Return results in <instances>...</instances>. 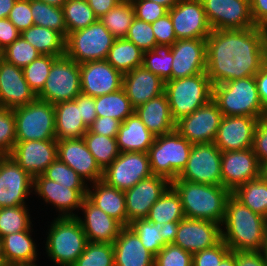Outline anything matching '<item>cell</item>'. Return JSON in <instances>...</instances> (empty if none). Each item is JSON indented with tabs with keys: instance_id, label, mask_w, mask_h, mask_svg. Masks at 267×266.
I'll return each mask as SVG.
<instances>
[{
	"instance_id": "6da1fadb",
	"label": "cell",
	"mask_w": 267,
	"mask_h": 266,
	"mask_svg": "<svg viewBox=\"0 0 267 266\" xmlns=\"http://www.w3.org/2000/svg\"><path fill=\"white\" fill-rule=\"evenodd\" d=\"M266 62L265 28L212 30L206 38V74L213 86L255 76Z\"/></svg>"
},
{
	"instance_id": "7a4b0ae2",
	"label": "cell",
	"mask_w": 267,
	"mask_h": 266,
	"mask_svg": "<svg viewBox=\"0 0 267 266\" xmlns=\"http://www.w3.org/2000/svg\"><path fill=\"white\" fill-rule=\"evenodd\" d=\"M222 240L231 251H261L267 219L238 201L232 194L226 202Z\"/></svg>"
},
{
	"instance_id": "3957f363",
	"label": "cell",
	"mask_w": 267,
	"mask_h": 266,
	"mask_svg": "<svg viewBox=\"0 0 267 266\" xmlns=\"http://www.w3.org/2000/svg\"><path fill=\"white\" fill-rule=\"evenodd\" d=\"M171 187L180 197L185 218L223 224L226 202L231 195L227 188L184 180L171 181Z\"/></svg>"
},
{
	"instance_id": "277c9868",
	"label": "cell",
	"mask_w": 267,
	"mask_h": 266,
	"mask_svg": "<svg viewBox=\"0 0 267 266\" xmlns=\"http://www.w3.org/2000/svg\"><path fill=\"white\" fill-rule=\"evenodd\" d=\"M212 100L223 116H250L260 119L267 114L258 95L255 76L214 85Z\"/></svg>"
},
{
	"instance_id": "5b68a950",
	"label": "cell",
	"mask_w": 267,
	"mask_h": 266,
	"mask_svg": "<svg viewBox=\"0 0 267 266\" xmlns=\"http://www.w3.org/2000/svg\"><path fill=\"white\" fill-rule=\"evenodd\" d=\"M86 234L77 217H57L50 225L46 251L59 266H72L84 252Z\"/></svg>"
},
{
	"instance_id": "8992f818",
	"label": "cell",
	"mask_w": 267,
	"mask_h": 266,
	"mask_svg": "<svg viewBox=\"0 0 267 266\" xmlns=\"http://www.w3.org/2000/svg\"><path fill=\"white\" fill-rule=\"evenodd\" d=\"M212 88L206 73L166 81L164 93L175 122L208 103L212 99Z\"/></svg>"
},
{
	"instance_id": "52a82bcc",
	"label": "cell",
	"mask_w": 267,
	"mask_h": 266,
	"mask_svg": "<svg viewBox=\"0 0 267 266\" xmlns=\"http://www.w3.org/2000/svg\"><path fill=\"white\" fill-rule=\"evenodd\" d=\"M192 145L176 130L155 136L147 152L152 174L165 177L170 182L177 179L187 164Z\"/></svg>"
},
{
	"instance_id": "ba28073f",
	"label": "cell",
	"mask_w": 267,
	"mask_h": 266,
	"mask_svg": "<svg viewBox=\"0 0 267 266\" xmlns=\"http://www.w3.org/2000/svg\"><path fill=\"white\" fill-rule=\"evenodd\" d=\"M116 38L98 19L88 27L70 32L65 39V55L82 64L104 60Z\"/></svg>"
},
{
	"instance_id": "9c48e42d",
	"label": "cell",
	"mask_w": 267,
	"mask_h": 266,
	"mask_svg": "<svg viewBox=\"0 0 267 266\" xmlns=\"http://www.w3.org/2000/svg\"><path fill=\"white\" fill-rule=\"evenodd\" d=\"M16 141L56 140L55 108L36 98L27 105L13 109Z\"/></svg>"
},
{
	"instance_id": "30bf717a",
	"label": "cell",
	"mask_w": 267,
	"mask_h": 266,
	"mask_svg": "<svg viewBox=\"0 0 267 266\" xmlns=\"http://www.w3.org/2000/svg\"><path fill=\"white\" fill-rule=\"evenodd\" d=\"M79 93L80 65L64 55L53 62L44 88L37 98L55 105L74 100Z\"/></svg>"
},
{
	"instance_id": "8fae6325",
	"label": "cell",
	"mask_w": 267,
	"mask_h": 266,
	"mask_svg": "<svg viewBox=\"0 0 267 266\" xmlns=\"http://www.w3.org/2000/svg\"><path fill=\"white\" fill-rule=\"evenodd\" d=\"M221 155L213 142L193 144L187 164L175 180L222 186Z\"/></svg>"
},
{
	"instance_id": "7c38bea8",
	"label": "cell",
	"mask_w": 267,
	"mask_h": 266,
	"mask_svg": "<svg viewBox=\"0 0 267 266\" xmlns=\"http://www.w3.org/2000/svg\"><path fill=\"white\" fill-rule=\"evenodd\" d=\"M152 175L147 152H120L103 171L102 181L125 192Z\"/></svg>"
},
{
	"instance_id": "4fadbf2b",
	"label": "cell",
	"mask_w": 267,
	"mask_h": 266,
	"mask_svg": "<svg viewBox=\"0 0 267 266\" xmlns=\"http://www.w3.org/2000/svg\"><path fill=\"white\" fill-rule=\"evenodd\" d=\"M212 30L249 29L256 27L250 0H201Z\"/></svg>"
},
{
	"instance_id": "5bb4252c",
	"label": "cell",
	"mask_w": 267,
	"mask_h": 266,
	"mask_svg": "<svg viewBox=\"0 0 267 266\" xmlns=\"http://www.w3.org/2000/svg\"><path fill=\"white\" fill-rule=\"evenodd\" d=\"M223 115L211 99L193 113L176 121L175 130L192 144L212 143Z\"/></svg>"
},
{
	"instance_id": "9a60e30c",
	"label": "cell",
	"mask_w": 267,
	"mask_h": 266,
	"mask_svg": "<svg viewBox=\"0 0 267 266\" xmlns=\"http://www.w3.org/2000/svg\"><path fill=\"white\" fill-rule=\"evenodd\" d=\"M264 173L253 148L224 151L221 155L222 186L231 193L247 181L256 179Z\"/></svg>"
},
{
	"instance_id": "2e32d148",
	"label": "cell",
	"mask_w": 267,
	"mask_h": 266,
	"mask_svg": "<svg viewBox=\"0 0 267 266\" xmlns=\"http://www.w3.org/2000/svg\"><path fill=\"white\" fill-rule=\"evenodd\" d=\"M33 188V177L9 155H0V208L26 206ZM31 190V191H30Z\"/></svg>"
},
{
	"instance_id": "e0dca14e",
	"label": "cell",
	"mask_w": 267,
	"mask_h": 266,
	"mask_svg": "<svg viewBox=\"0 0 267 266\" xmlns=\"http://www.w3.org/2000/svg\"><path fill=\"white\" fill-rule=\"evenodd\" d=\"M170 186L171 182L167 178L152 175L126 190L127 226L134 220L146 218L151 207Z\"/></svg>"
},
{
	"instance_id": "ac0fdd59",
	"label": "cell",
	"mask_w": 267,
	"mask_h": 266,
	"mask_svg": "<svg viewBox=\"0 0 267 266\" xmlns=\"http://www.w3.org/2000/svg\"><path fill=\"white\" fill-rule=\"evenodd\" d=\"M168 13L177 40L207 38L212 32L201 0H179Z\"/></svg>"
},
{
	"instance_id": "d6986e66",
	"label": "cell",
	"mask_w": 267,
	"mask_h": 266,
	"mask_svg": "<svg viewBox=\"0 0 267 266\" xmlns=\"http://www.w3.org/2000/svg\"><path fill=\"white\" fill-rule=\"evenodd\" d=\"M221 228L220 224L208 220L183 218L173 244L193 255L217 245L222 240Z\"/></svg>"
},
{
	"instance_id": "ffe728a7",
	"label": "cell",
	"mask_w": 267,
	"mask_h": 266,
	"mask_svg": "<svg viewBox=\"0 0 267 266\" xmlns=\"http://www.w3.org/2000/svg\"><path fill=\"white\" fill-rule=\"evenodd\" d=\"M79 65L81 93L96 98L122 88L123 74L106 59Z\"/></svg>"
},
{
	"instance_id": "44dd1931",
	"label": "cell",
	"mask_w": 267,
	"mask_h": 266,
	"mask_svg": "<svg viewBox=\"0 0 267 266\" xmlns=\"http://www.w3.org/2000/svg\"><path fill=\"white\" fill-rule=\"evenodd\" d=\"M9 156L34 178L57 159V140L16 141Z\"/></svg>"
},
{
	"instance_id": "7402d4cb",
	"label": "cell",
	"mask_w": 267,
	"mask_h": 266,
	"mask_svg": "<svg viewBox=\"0 0 267 266\" xmlns=\"http://www.w3.org/2000/svg\"><path fill=\"white\" fill-rule=\"evenodd\" d=\"M258 122L250 116H223L213 143L222 152L252 148Z\"/></svg>"
},
{
	"instance_id": "603a6c76",
	"label": "cell",
	"mask_w": 267,
	"mask_h": 266,
	"mask_svg": "<svg viewBox=\"0 0 267 266\" xmlns=\"http://www.w3.org/2000/svg\"><path fill=\"white\" fill-rule=\"evenodd\" d=\"M171 79L206 73V38L178 39L171 45Z\"/></svg>"
},
{
	"instance_id": "cb8c5ba5",
	"label": "cell",
	"mask_w": 267,
	"mask_h": 266,
	"mask_svg": "<svg viewBox=\"0 0 267 266\" xmlns=\"http://www.w3.org/2000/svg\"><path fill=\"white\" fill-rule=\"evenodd\" d=\"M32 189L46 203H52L59 213L61 211L59 217H76L73 210L81 208L88 191V189H70L69 186L61 185L43 174L33 178Z\"/></svg>"
},
{
	"instance_id": "d4e9b609",
	"label": "cell",
	"mask_w": 267,
	"mask_h": 266,
	"mask_svg": "<svg viewBox=\"0 0 267 266\" xmlns=\"http://www.w3.org/2000/svg\"><path fill=\"white\" fill-rule=\"evenodd\" d=\"M57 158L91 183L101 181L103 170L88 150L83 138L57 141Z\"/></svg>"
},
{
	"instance_id": "484cf974",
	"label": "cell",
	"mask_w": 267,
	"mask_h": 266,
	"mask_svg": "<svg viewBox=\"0 0 267 266\" xmlns=\"http://www.w3.org/2000/svg\"><path fill=\"white\" fill-rule=\"evenodd\" d=\"M36 98L24 78L23 70L2 58L0 60V105L14 109L27 105Z\"/></svg>"
},
{
	"instance_id": "4316f807",
	"label": "cell",
	"mask_w": 267,
	"mask_h": 266,
	"mask_svg": "<svg viewBox=\"0 0 267 266\" xmlns=\"http://www.w3.org/2000/svg\"><path fill=\"white\" fill-rule=\"evenodd\" d=\"M84 218L76 216L86 234L87 241L113 244L124 227L118 220L109 216L87 197L84 198L81 208Z\"/></svg>"
},
{
	"instance_id": "83f0119b",
	"label": "cell",
	"mask_w": 267,
	"mask_h": 266,
	"mask_svg": "<svg viewBox=\"0 0 267 266\" xmlns=\"http://www.w3.org/2000/svg\"><path fill=\"white\" fill-rule=\"evenodd\" d=\"M122 88L134 109L164 93L165 82L143 66L123 74Z\"/></svg>"
},
{
	"instance_id": "f1b7e54d",
	"label": "cell",
	"mask_w": 267,
	"mask_h": 266,
	"mask_svg": "<svg viewBox=\"0 0 267 266\" xmlns=\"http://www.w3.org/2000/svg\"><path fill=\"white\" fill-rule=\"evenodd\" d=\"M113 249L115 266H155V256L145 248L129 226L120 230Z\"/></svg>"
},
{
	"instance_id": "f546056e",
	"label": "cell",
	"mask_w": 267,
	"mask_h": 266,
	"mask_svg": "<svg viewBox=\"0 0 267 266\" xmlns=\"http://www.w3.org/2000/svg\"><path fill=\"white\" fill-rule=\"evenodd\" d=\"M134 112L155 136L167 134L175 130L176 122L172 117L165 93L138 106Z\"/></svg>"
},
{
	"instance_id": "4dcf8cb0",
	"label": "cell",
	"mask_w": 267,
	"mask_h": 266,
	"mask_svg": "<svg viewBox=\"0 0 267 266\" xmlns=\"http://www.w3.org/2000/svg\"><path fill=\"white\" fill-rule=\"evenodd\" d=\"M155 139L139 116L134 112L120 125L116 142L120 152H148Z\"/></svg>"
},
{
	"instance_id": "1f68e13d",
	"label": "cell",
	"mask_w": 267,
	"mask_h": 266,
	"mask_svg": "<svg viewBox=\"0 0 267 266\" xmlns=\"http://www.w3.org/2000/svg\"><path fill=\"white\" fill-rule=\"evenodd\" d=\"M54 108L56 140L83 138L89 128L81 117L80 106L70 100L57 103Z\"/></svg>"
},
{
	"instance_id": "d6a6232c",
	"label": "cell",
	"mask_w": 267,
	"mask_h": 266,
	"mask_svg": "<svg viewBox=\"0 0 267 266\" xmlns=\"http://www.w3.org/2000/svg\"><path fill=\"white\" fill-rule=\"evenodd\" d=\"M92 191L88 188L87 198L109 216L127 226L125 194L117 188L108 186L104 181L92 184Z\"/></svg>"
},
{
	"instance_id": "836d02e7",
	"label": "cell",
	"mask_w": 267,
	"mask_h": 266,
	"mask_svg": "<svg viewBox=\"0 0 267 266\" xmlns=\"http://www.w3.org/2000/svg\"><path fill=\"white\" fill-rule=\"evenodd\" d=\"M31 228L27 231L11 233L1 238L3 255L8 266L35 265L36 246L31 239Z\"/></svg>"
},
{
	"instance_id": "e575fe53",
	"label": "cell",
	"mask_w": 267,
	"mask_h": 266,
	"mask_svg": "<svg viewBox=\"0 0 267 266\" xmlns=\"http://www.w3.org/2000/svg\"><path fill=\"white\" fill-rule=\"evenodd\" d=\"M23 37L41 55L62 57L65 55V38L55 30L32 25L21 32Z\"/></svg>"
},
{
	"instance_id": "d590c367",
	"label": "cell",
	"mask_w": 267,
	"mask_h": 266,
	"mask_svg": "<svg viewBox=\"0 0 267 266\" xmlns=\"http://www.w3.org/2000/svg\"><path fill=\"white\" fill-rule=\"evenodd\" d=\"M238 201L267 219V175L247 181L231 193Z\"/></svg>"
},
{
	"instance_id": "8d00e7d4",
	"label": "cell",
	"mask_w": 267,
	"mask_h": 266,
	"mask_svg": "<svg viewBox=\"0 0 267 266\" xmlns=\"http://www.w3.org/2000/svg\"><path fill=\"white\" fill-rule=\"evenodd\" d=\"M144 52L126 38L114 40L106 61L116 70L125 74L142 66Z\"/></svg>"
},
{
	"instance_id": "74e56055",
	"label": "cell",
	"mask_w": 267,
	"mask_h": 266,
	"mask_svg": "<svg viewBox=\"0 0 267 266\" xmlns=\"http://www.w3.org/2000/svg\"><path fill=\"white\" fill-rule=\"evenodd\" d=\"M185 218L179 195L170 186L151 207L146 219L153 223L180 222Z\"/></svg>"
},
{
	"instance_id": "f35d334b",
	"label": "cell",
	"mask_w": 267,
	"mask_h": 266,
	"mask_svg": "<svg viewBox=\"0 0 267 266\" xmlns=\"http://www.w3.org/2000/svg\"><path fill=\"white\" fill-rule=\"evenodd\" d=\"M95 111L97 117H111L123 122L131 116L135 109L123 88L95 98Z\"/></svg>"
},
{
	"instance_id": "ab89813d",
	"label": "cell",
	"mask_w": 267,
	"mask_h": 266,
	"mask_svg": "<svg viewBox=\"0 0 267 266\" xmlns=\"http://www.w3.org/2000/svg\"><path fill=\"white\" fill-rule=\"evenodd\" d=\"M135 18L134 7L130 0H123L99 20L117 38H125Z\"/></svg>"
},
{
	"instance_id": "60d3db41",
	"label": "cell",
	"mask_w": 267,
	"mask_h": 266,
	"mask_svg": "<svg viewBox=\"0 0 267 266\" xmlns=\"http://www.w3.org/2000/svg\"><path fill=\"white\" fill-rule=\"evenodd\" d=\"M83 139L95 158L99 167L104 171L120 154L116 138L92 133L89 129Z\"/></svg>"
},
{
	"instance_id": "b9f144b4",
	"label": "cell",
	"mask_w": 267,
	"mask_h": 266,
	"mask_svg": "<svg viewBox=\"0 0 267 266\" xmlns=\"http://www.w3.org/2000/svg\"><path fill=\"white\" fill-rule=\"evenodd\" d=\"M31 13L34 25L55 30L66 39L67 28L63 8L52 6L39 0H31Z\"/></svg>"
},
{
	"instance_id": "7bdbcfd3",
	"label": "cell",
	"mask_w": 267,
	"mask_h": 266,
	"mask_svg": "<svg viewBox=\"0 0 267 266\" xmlns=\"http://www.w3.org/2000/svg\"><path fill=\"white\" fill-rule=\"evenodd\" d=\"M62 8L67 35L84 29L98 20L87 0H67Z\"/></svg>"
},
{
	"instance_id": "ee69618b",
	"label": "cell",
	"mask_w": 267,
	"mask_h": 266,
	"mask_svg": "<svg viewBox=\"0 0 267 266\" xmlns=\"http://www.w3.org/2000/svg\"><path fill=\"white\" fill-rule=\"evenodd\" d=\"M172 61L171 45L157 44L144 52L142 66L166 82L171 80Z\"/></svg>"
},
{
	"instance_id": "f6af8a7d",
	"label": "cell",
	"mask_w": 267,
	"mask_h": 266,
	"mask_svg": "<svg viewBox=\"0 0 267 266\" xmlns=\"http://www.w3.org/2000/svg\"><path fill=\"white\" fill-rule=\"evenodd\" d=\"M72 266H115L113 244L88 241Z\"/></svg>"
},
{
	"instance_id": "bcb514c9",
	"label": "cell",
	"mask_w": 267,
	"mask_h": 266,
	"mask_svg": "<svg viewBox=\"0 0 267 266\" xmlns=\"http://www.w3.org/2000/svg\"><path fill=\"white\" fill-rule=\"evenodd\" d=\"M30 227L31 221L27 207L0 208V238L11 233L27 231Z\"/></svg>"
},
{
	"instance_id": "7dc6e473",
	"label": "cell",
	"mask_w": 267,
	"mask_h": 266,
	"mask_svg": "<svg viewBox=\"0 0 267 266\" xmlns=\"http://www.w3.org/2000/svg\"><path fill=\"white\" fill-rule=\"evenodd\" d=\"M162 226L161 223H153L146 218L134 220L129 224V227L137 234L145 248L154 256L167 245L159 233Z\"/></svg>"
},
{
	"instance_id": "c3c4849f",
	"label": "cell",
	"mask_w": 267,
	"mask_h": 266,
	"mask_svg": "<svg viewBox=\"0 0 267 266\" xmlns=\"http://www.w3.org/2000/svg\"><path fill=\"white\" fill-rule=\"evenodd\" d=\"M57 58L52 55H40L22 69L26 82L36 96L44 88L51 66Z\"/></svg>"
},
{
	"instance_id": "681fc988",
	"label": "cell",
	"mask_w": 267,
	"mask_h": 266,
	"mask_svg": "<svg viewBox=\"0 0 267 266\" xmlns=\"http://www.w3.org/2000/svg\"><path fill=\"white\" fill-rule=\"evenodd\" d=\"M43 175L61 185L69 186L70 189H88L89 187L85 185V180L77 172L58 158L46 168Z\"/></svg>"
},
{
	"instance_id": "f907efd6",
	"label": "cell",
	"mask_w": 267,
	"mask_h": 266,
	"mask_svg": "<svg viewBox=\"0 0 267 266\" xmlns=\"http://www.w3.org/2000/svg\"><path fill=\"white\" fill-rule=\"evenodd\" d=\"M40 55L41 54L21 36L2 51L3 59L21 69L29 65Z\"/></svg>"
},
{
	"instance_id": "816d5d0a",
	"label": "cell",
	"mask_w": 267,
	"mask_h": 266,
	"mask_svg": "<svg viewBox=\"0 0 267 266\" xmlns=\"http://www.w3.org/2000/svg\"><path fill=\"white\" fill-rule=\"evenodd\" d=\"M16 143L15 117L13 109L0 105V155H9Z\"/></svg>"
},
{
	"instance_id": "f5cc1de1",
	"label": "cell",
	"mask_w": 267,
	"mask_h": 266,
	"mask_svg": "<svg viewBox=\"0 0 267 266\" xmlns=\"http://www.w3.org/2000/svg\"><path fill=\"white\" fill-rule=\"evenodd\" d=\"M125 38L134 43L143 52L152 50V48L157 45L151 23H147L136 17Z\"/></svg>"
},
{
	"instance_id": "db71d44e",
	"label": "cell",
	"mask_w": 267,
	"mask_h": 266,
	"mask_svg": "<svg viewBox=\"0 0 267 266\" xmlns=\"http://www.w3.org/2000/svg\"><path fill=\"white\" fill-rule=\"evenodd\" d=\"M155 266H192V254L171 243L155 256Z\"/></svg>"
},
{
	"instance_id": "11a10c76",
	"label": "cell",
	"mask_w": 267,
	"mask_h": 266,
	"mask_svg": "<svg viewBox=\"0 0 267 266\" xmlns=\"http://www.w3.org/2000/svg\"><path fill=\"white\" fill-rule=\"evenodd\" d=\"M230 252V248L221 240L211 248L194 253L192 255V266H219Z\"/></svg>"
},
{
	"instance_id": "9f6ffc18",
	"label": "cell",
	"mask_w": 267,
	"mask_h": 266,
	"mask_svg": "<svg viewBox=\"0 0 267 266\" xmlns=\"http://www.w3.org/2000/svg\"><path fill=\"white\" fill-rule=\"evenodd\" d=\"M135 17L147 23H153L168 13V10L156 2L148 0H130Z\"/></svg>"
},
{
	"instance_id": "6f0895ef",
	"label": "cell",
	"mask_w": 267,
	"mask_h": 266,
	"mask_svg": "<svg viewBox=\"0 0 267 266\" xmlns=\"http://www.w3.org/2000/svg\"><path fill=\"white\" fill-rule=\"evenodd\" d=\"M8 19L20 32L34 25L31 13V0H16L9 13Z\"/></svg>"
},
{
	"instance_id": "680465c9",
	"label": "cell",
	"mask_w": 267,
	"mask_h": 266,
	"mask_svg": "<svg viewBox=\"0 0 267 266\" xmlns=\"http://www.w3.org/2000/svg\"><path fill=\"white\" fill-rule=\"evenodd\" d=\"M151 25L157 44L172 45L177 40L169 13L157 19Z\"/></svg>"
},
{
	"instance_id": "91938a15",
	"label": "cell",
	"mask_w": 267,
	"mask_h": 266,
	"mask_svg": "<svg viewBox=\"0 0 267 266\" xmlns=\"http://www.w3.org/2000/svg\"><path fill=\"white\" fill-rule=\"evenodd\" d=\"M252 148L259 163L265 167L267 165V114L259 119Z\"/></svg>"
},
{
	"instance_id": "94428289",
	"label": "cell",
	"mask_w": 267,
	"mask_h": 266,
	"mask_svg": "<svg viewBox=\"0 0 267 266\" xmlns=\"http://www.w3.org/2000/svg\"><path fill=\"white\" fill-rule=\"evenodd\" d=\"M121 123V121L111 117H97L89 127V130L95 134L116 138Z\"/></svg>"
},
{
	"instance_id": "6125c7cd",
	"label": "cell",
	"mask_w": 267,
	"mask_h": 266,
	"mask_svg": "<svg viewBox=\"0 0 267 266\" xmlns=\"http://www.w3.org/2000/svg\"><path fill=\"white\" fill-rule=\"evenodd\" d=\"M74 101L77 103V106H80L81 117L85 125L89 128L93 121L97 118L95 111V98L83 93H79Z\"/></svg>"
},
{
	"instance_id": "be15d7a7",
	"label": "cell",
	"mask_w": 267,
	"mask_h": 266,
	"mask_svg": "<svg viewBox=\"0 0 267 266\" xmlns=\"http://www.w3.org/2000/svg\"><path fill=\"white\" fill-rule=\"evenodd\" d=\"M21 36V32L8 19H0V50L3 51Z\"/></svg>"
},
{
	"instance_id": "e7e4bbea",
	"label": "cell",
	"mask_w": 267,
	"mask_h": 266,
	"mask_svg": "<svg viewBox=\"0 0 267 266\" xmlns=\"http://www.w3.org/2000/svg\"><path fill=\"white\" fill-rule=\"evenodd\" d=\"M236 266H267L260 251H236Z\"/></svg>"
},
{
	"instance_id": "03108f58",
	"label": "cell",
	"mask_w": 267,
	"mask_h": 266,
	"mask_svg": "<svg viewBox=\"0 0 267 266\" xmlns=\"http://www.w3.org/2000/svg\"><path fill=\"white\" fill-rule=\"evenodd\" d=\"M253 22L257 27L267 26V0H250Z\"/></svg>"
},
{
	"instance_id": "003e7915",
	"label": "cell",
	"mask_w": 267,
	"mask_h": 266,
	"mask_svg": "<svg viewBox=\"0 0 267 266\" xmlns=\"http://www.w3.org/2000/svg\"><path fill=\"white\" fill-rule=\"evenodd\" d=\"M255 81L260 101L267 110V62L256 73Z\"/></svg>"
},
{
	"instance_id": "a7ac6f4b",
	"label": "cell",
	"mask_w": 267,
	"mask_h": 266,
	"mask_svg": "<svg viewBox=\"0 0 267 266\" xmlns=\"http://www.w3.org/2000/svg\"><path fill=\"white\" fill-rule=\"evenodd\" d=\"M123 0H87L97 18H101Z\"/></svg>"
},
{
	"instance_id": "89a4df30",
	"label": "cell",
	"mask_w": 267,
	"mask_h": 266,
	"mask_svg": "<svg viewBox=\"0 0 267 266\" xmlns=\"http://www.w3.org/2000/svg\"><path fill=\"white\" fill-rule=\"evenodd\" d=\"M178 225L179 222H167L163 224L159 233L167 244H171L175 240L178 231Z\"/></svg>"
},
{
	"instance_id": "2644e50d",
	"label": "cell",
	"mask_w": 267,
	"mask_h": 266,
	"mask_svg": "<svg viewBox=\"0 0 267 266\" xmlns=\"http://www.w3.org/2000/svg\"><path fill=\"white\" fill-rule=\"evenodd\" d=\"M16 0H0V19L8 18Z\"/></svg>"
},
{
	"instance_id": "8c879c8a",
	"label": "cell",
	"mask_w": 267,
	"mask_h": 266,
	"mask_svg": "<svg viewBox=\"0 0 267 266\" xmlns=\"http://www.w3.org/2000/svg\"><path fill=\"white\" fill-rule=\"evenodd\" d=\"M219 266H236V251H231L219 264Z\"/></svg>"
},
{
	"instance_id": "753ad0ef",
	"label": "cell",
	"mask_w": 267,
	"mask_h": 266,
	"mask_svg": "<svg viewBox=\"0 0 267 266\" xmlns=\"http://www.w3.org/2000/svg\"><path fill=\"white\" fill-rule=\"evenodd\" d=\"M148 1L156 2L159 5L164 6L167 10H170L179 2V0H148Z\"/></svg>"
},
{
	"instance_id": "34e18365",
	"label": "cell",
	"mask_w": 267,
	"mask_h": 266,
	"mask_svg": "<svg viewBox=\"0 0 267 266\" xmlns=\"http://www.w3.org/2000/svg\"><path fill=\"white\" fill-rule=\"evenodd\" d=\"M52 6L62 8L67 0H39Z\"/></svg>"
},
{
	"instance_id": "11e5206c",
	"label": "cell",
	"mask_w": 267,
	"mask_h": 266,
	"mask_svg": "<svg viewBox=\"0 0 267 266\" xmlns=\"http://www.w3.org/2000/svg\"><path fill=\"white\" fill-rule=\"evenodd\" d=\"M260 252L263 255L264 260L267 262V231H266L265 239L263 241L262 249Z\"/></svg>"
},
{
	"instance_id": "2a66077c",
	"label": "cell",
	"mask_w": 267,
	"mask_h": 266,
	"mask_svg": "<svg viewBox=\"0 0 267 266\" xmlns=\"http://www.w3.org/2000/svg\"><path fill=\"white\" fill-rule=\"evenodd\" d=\"M0 266H8L6 264L4 255H3V247H2V240L0 238Z\"/></svg>"
},
{
	"instance_id": "b9fcfbb0",
	"label": "cell",
	"mask_w": 267,
	"mask_h": 266,
	"mask_svg": "<svg viewBox=\"0 0 267 266\" xmlns=\"http://www.w3.org/2000/svg\"><path fill=\"white\" fill-rule=\"evenodd\" d=\"M264 173L267 175V165L264 167Z\"/></svg>"
},
{
	"instance_id": "09005b40",
	"label": "cell",
	"mask_w": 267,
	"mask_h": 266,
	"mask_svg": "<svg viewBox=\"0 0 267 266\" xmlns=\"http://www.w3.org/2000/svg\"><path fill=\"white\" fill-rule=\"evenodd\" d=\"M17 266H37V265L35 264V265H17Z\"/></svg>"
},
{
	"instance_id": "979ff035",
	"label": "cell",
	"mask_w": 267,
	"mask_h": 266,
	"mask_svg": "<svg viewBox=\"0 0 267 266\" xmlns=\"http://www.w3.org/2000/svg\"><path fill=\"white\" fill-rule=\"evenodd\" d=\"M3 57H2V51L0 50V60L2 59Z\"/></svg>"
},
{
	"instance_id": "deb4b68c",
	"label": "cell",
	"mask_w": 267,
	"mask_h": 266,
	"mask_svg": "<svg viewBox=\"0 0 267 266\" xmlns=\"http://www.w3.org/2000/svg\"><path fill=\"white\" fill-rule=\"evenodd\" d=\"M265 31H266V40H267V26L265 27Z\"/></svg>"
}]
</instances>
